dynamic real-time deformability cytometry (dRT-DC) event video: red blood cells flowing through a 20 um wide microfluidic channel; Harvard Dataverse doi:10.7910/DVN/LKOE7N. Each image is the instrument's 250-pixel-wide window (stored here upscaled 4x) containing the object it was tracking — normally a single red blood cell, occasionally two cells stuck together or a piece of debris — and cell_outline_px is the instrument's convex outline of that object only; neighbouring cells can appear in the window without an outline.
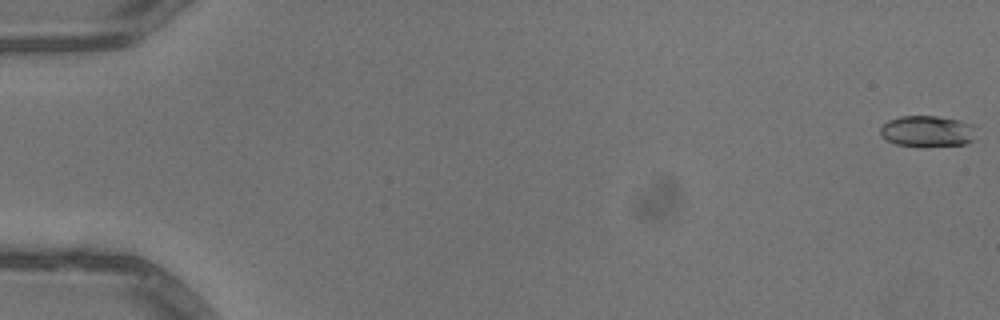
{"species": "common noctule bat (a hibernating species)", "species_latin": "Nyctalus noctula", "temperature_condition": "warm", "stored_images_in_passage": 52, "camera_frame_rate_fps": 3000, "um_per_image_px": 0.085, "animal": {"sex": "male", "body_mass_g": 13.3}, "frame": {"image": 1, "passage_image": 1, "time_ms": 0.0, "image_size_px": [1000, 320], "cell_outline_px": [[972, 140], [964, 144], [896, 144], [888, 140], [880, 132], [880, 128], [888, 120], [900, 116], [936, 116], [960, 120], [972, 124]], "centroid_in_image_um": [78.78, 11.1], "position_along_channel_um": 6.2, "area_um2": 16.42}}
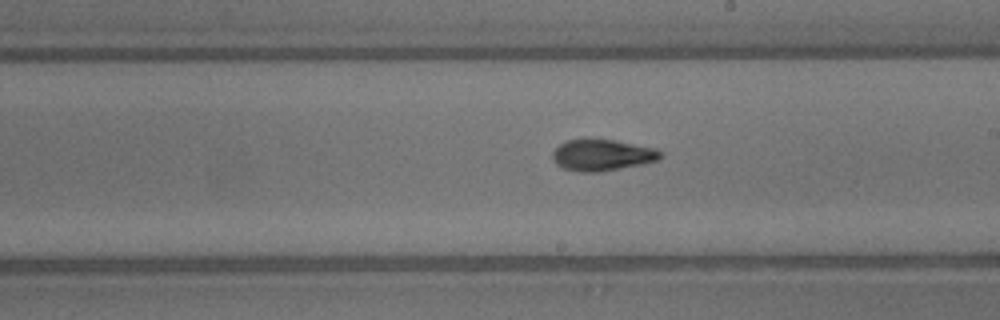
{"frame": {"image": 2, "passage_image": 31, "time_ms": 10.0, "image_size_px": [1000, 320], "cell_outline_px": [[664, 152], [656, 160], [644, 164], [600, 172], [580, 172], [564, 168], [556, 164], [552, 160], [552, 152], [560, 144], [568, 140], [588, 136], [612, 140], [656, 148]], "centroid_in_image_um": [51.15, 13.15], "position_along_channel_um": 237.8, "area_um2": 20.17}}
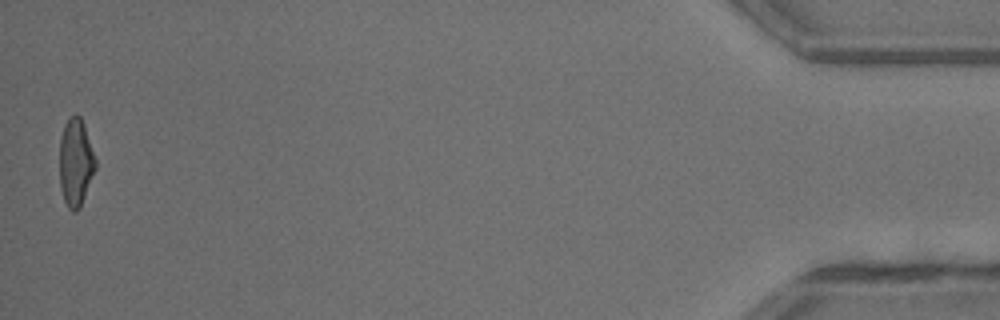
{"frame": {"image": 3, "passage_image": 52, "time_ms": 17.0, "image_size_px": [1000, 320], "cell_outline_px": [[96, 168], [80, 208], [76, 212], [72, 212], [68, 208], [64, 200], [60, 188], [60, 136], [64, 124], [76, 112], [80, 116], [84, 124], [96, 160]], "centroid_in_image_um": [6.43, 13.81], "position_along_channel_um": 428.8, "area_um2": 18.44}, "authors_computed_cell_mechanics": {"area_um2": 18.785, "velocity_mm_per_s": 4.0652, "shape_relaxation_time_tau1_ms": 5.1992, "shape_relaxation_time_tau2_ms": 1.7429, "deformation_change_tau1": 0.1738, "deformation_change_tau2": 0.0851}}